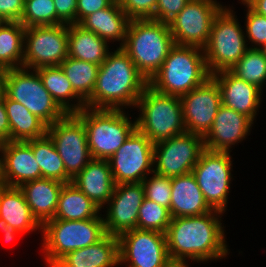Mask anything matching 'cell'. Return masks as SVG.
<instances>
[{"label":"cell","mask_w":266,"mask_h":267,"mask_svg":"<svg viewBox=\"0 0 266 267\" xmlns=\"http://www.w3.org/2000/svg\"><path fill=\"white\" fill-rule=\"evenodd\" d=\"M148 85L129 55L117 47L109 52L99 66L92 95L85 101L93 109H125L136 107L137 100Z\"/></svg>","instance_id":"obj_2"},{"label":"cell","mask_w":266,"mask_h":267,"mask_svg":"<svg viewBox=\"0 0 266 267\" xmlns=\"http://www.w3.org/2000/svg\"><path fill=\"white\" fill-rule=\"evenodd\" d=\"M8 141H10V127L3 96L0 98V144Z\"/></svg>","instance_id":"obj_45"},{"label":"cell","mask_w":266,"mask_h":267,"mask_svg":"<svg viewBox=\"0 0 266 267\" xmlns=\"http://www.w3.org/2000/svg\"><path fill=\"white\" fill-rule=\"evenodd\" d=\"M24 4V0H0V22L20 21Z\"/></svg>","instance_id":"obj_42"},{"label":"cell","mask_w":266,"mask_h":267,"mask_svg":"<svg viewBox=\"0 0 266 267\" xmlns=\"http://www.w3.org/2000/svg\"><path fill=\"white\" fill-rule=\"evenodd\" d=\"M101 209L72 182L64 183L53 219L86 220L96 218Z\"/></svg>","instance_id":"obj_31"},{"label":"cell","mask_w":266,"mask_h":267,"mask_svg":"<svg viewBox=\"0 0 266 267\" xmlns=\"http://www.w3.org/2000/svg\"><path fill=\"white\" fill-rule=\"evenodd\" d=\"M224 7L217 0H189L168 23L175 44L204 48L216 14Z\"/></svg>","instance_id":"obj_14"},{"label":"cell","mask_w":266,"mask_h":267,"mask_svg":"<svg viewBox=\"0 0 266 267\" xmlns=\"http://www.w3.org/2000/svg\"><path fill=\"white\" fill-rule=\"evenodd\" d=\"M145 198L170 209L171 203V178L160 176L153 172L152 177L142 181Z\"/></svg>","instance_id":"obj_38"},{"label":"cell","mask_w":266,"mask_h":267,"mask_svg":"<svg viewBox=\"0 0 266 267\" xmlns=\"http://www.w3.org/2000/svg\"><path fill=\"white\" fill-rule=\"evenodd\" d=\"M252 124L246 115L221 105L211 129L203 137L205 149L231 152L233 145L246 139Z\"/></svg>","instance_id":"obj_19"},{"label":"cell","mask_w":266,"mask_h":267,"mask_svg":"<svg viewBox=\"0 0 266 267\" xmlns=\"http://www.w3.org/2000/svg\"><path fill=\"white\" fill-rule=\"evenodd\" d=\"M257 14L266 17V0H243Z\"/></svg>","instance_id":"obj_47"},{"label":"cell","mask_w":266,"mask_h":267,"mask_svg":"<svg viewBox=\"0 0 266 267\" xmlns=\"http://www.w3.org/2000/svg\"><path fill=\"white\" fill-rule=\"evenodd\" d=\"M115 0H77L76 23L86 16L110 6Z\"/></svg>","instance_id":"obj_43"},{"label":"cell","mask_w":266,"mask_h":267,"mask_svg":"<svg viewBox=\"0 0 266 267\" xmlns=\"http://www.w3.org/2000/svg\"><path fill=\"white\" fill-rule=\"evenodd\" d=\"M6 186L4 175H3V161H2V155L0 152V190Z\"/></svg>","instance_id":"obj_50"},{"label":"cell","mask_w":266,"mask_h":267,"mask_svg":"<svg viewBox=\"0 0 266 267\" xmlns=\"http://www.w3.org/2000/svg\"><path fill=\"white\" fill-rule=\"evenodd\" d=\"M180 100L186 132L204 137L222 105L217 82L210 77L202 85L181 96Z\"/></svg>","instance_id":"obj_17"},{"label":"cell","mask_w":266,"mask_h":267,"mask_svg":"<svg viewBox=\"0 0 266 267\" xmlns=\"http://www.w3.org/2000/svg\"><path fill=\"white\" fill-rule=\"evenodd\" d=\"M108 162L116 185L142 182L154 171V143L135 129Z\"/></svg>","instance_id":"obj_12"},{"label":"cell","mask_w":266,"mask_h":267,"mask_svg":"<svg viewBox=\"0 0 266 267\" xmlns=\"http://www.w3.org/2000/svg\"><path fill=\"white\" fill-rule=\"evenodd\" d=\"M210 77L202 48L175 44L148 85L160 93L181 97Z\"/></svg>","instance_id":"obj_3"},{"label":"cell","mask_w":266,"mask_h":267,"mask_svg":"<svg viewBox=\"0 0 266 267\" xmlns=\"http://www.w3.org/2000/svg\"><path fill=\"white\" fill-rule=\"evenodd\" d=\"M119 265L128 267H162L169 259L166 234L133 229L118 236Z\"/></svg>","instance_id":"obj_16"},{"label":"cell","mask_w":266,"mask_h":267,"mask_svg":"<svg viewBox=\"0 0 266 267\" xmlns=\"http://www.w3.org/2000/svg\"><path fill=\"white\" fill-rule=\"evenodd\" d=\"M101 215L86 220L46 221L41 232L44 260L48 267H53L67 253L100 241L106 235Z\"/></svg>","instance_id":"obj_6"},{"label":"cell","mask_w":266,"mask_h":267,"mask_svg":"<svg viewBox=\"0 0 266 267\" xmlns=\"http://www.w3.org/2000/svg\"><path fill=\"white\" fill-rule=\"evenodd\" d=\"M243 5L247 7L246 14V37L247 42H251L253 45L250 48L261 49L266 44V17L257 14L253 11L243 0H240Z\"/></svg>","instance_id":"obj_39"},{"label":"cell","mask_w":266,"mask_h":267,"mask_svg":"<svg viewBox=\"0 0 266 267\" xmlns=\"http://www.w3.org/2000/svg\"><path fill=\"white\" fill-rule=\"evenodd\" d=\"M109 43L79 24L68 25V56L101 65L110 52Z\"/></svg>","instance_id":"obj_28"},{"label":"cell","mask_w":266,"mask_h":267,"mask_svg":"<svg viewBox=\"0 0 266 267\" xmlns=\"http://www.w3.org/2000/svg\"><path fill=\"white\" fill-rule=\"evenodd\" d=\"M9 120L10 141H27L47 134L48 125L21 103L4 95Z\"/></svg>","instance_id":"obj_30"},{"label":"cell","mask_w":266,"mask_h":267,"mask_svg":"<svg viewBox=\"0 0 266 267\" xmlns=\"http://www.w3.org/2000/svg\"><path fill=\"white\" fill-rule=\"evenodd\" d=\"M118 236L106 234L100 241L63 256L53 267H117Z\"/></svg>","instance_id":"obj_24"},{"label":"cell","mask_w":266,"mask_h":267,"mask_svg":"<svg viewBox=\"0 0 266 267\" xmlns=\"http://www.w3.org/2000/svg\"><path fill=\"white\" fill-rule=\"evenodd\" d=\"M59 66L73 90L86 101L94 90L99 65L68 56Z\"/></svg>","instance_id":"obj_34"},{"label":"cell","mask_w":266,"mask_h":267,"mask_svg":"<svg viewBox=\"0 0 266 267\" xmlns=\"http://www.w3.org/2000/svg\"><path fill=\"white\" fill-rule=\"evenodd\" d=\"M25 27L19 21L0 22V65L7 69L22 67Z\"/></svg>","instance_id":"obj_33"},{"label":"cell","mask_w":266,"mask_h":267,"mask_svg":"<svg viewBox=\"0 0 266 267\" xmlns=\"http://www.w3.org/2000/svg\"><path fill=\"white\" fill-rule=\"evenodd\" d=\"M57 17L64 24L76 23L77 0H53Z\"/></svg>","instance_id":"obj_44"},{"label":"cell","mask_w":266,"mask_h":267,"mask_svg":"<svg viewBox=\"0 0 266 267\" xmlns=\"http://www.w3.org/2000/svg\"><path fill=\"white\" fill-rule=\"evenodd\" d=\"M261 49L264 51V54L266 55V44Z\"/></svg>","instance_id":"obj_51"},{"label":"cell","mask_w":266,"mask_h":267,"mask_svg":"<svg viewBox=\"0 0 266 267\" xmlns=\"http://www.w3.org/2000/svg\"><path fill=\"white\" fill-rule=\"evenodd\" d=\"M175 45L169 25L151 19L131 20L121 47L149 81Z\"/></svg>","instance_id":"obj_4"},{"label":"cell","mask_w":266,"mask_h":267,"mask_svg":"<svg viewBox=\"0 0 266 267\" xmlns=\"http://www.w3.org/2000/svg\"><path fill=\"white\" fill-rule=\"evenodd\" d=\"M171 219L168 208L144 198L138 210L137 229L153 230L166 234Z\"/></svg>","instance_id":"obj_37"},{"label":"cell","mask_w":266,"mask_h":267,"mask_svg":"<svg viewBox=\"0 0 266 267\" xmlns=\"http://www.w3.org/2000/svg\"><path fill=\"white\" fill-rule=\"evenodd\" d=\"M68 57V24L25 28L22 67L59 66Z\"/></svg>","instance_id":"obj_10"},{"label":"cell","mask_w":266,"mask_h":267,"mask_svg":"<svg viewBox=\"0 0 266 267\" xmlns=\"http://www.w3.org/2000/svg\"><path fill=\"white\" fill-rule=\"evenodd\" d=\"M72 183L100 209L108 203L116 185L108 160L94 158L72 178Z\"/></svg>","instance_id":"obj_22"},{"label":"cell","mask_w":266,"mask_h":267,"mask_svg":"<svg viewBox=\"0 0 266 267\" xmlns=\"http://www.w3.org/2000/svg\"><path fill=\"white\" fill-rule=\"evenodd\" d=\"M20 67L8 69L5 95L21 103L48 126L64 118L67 113L45 89L36 70Z\"/></svg>","instance_id":"obj_9"},{"label":"cell","mask_w":266,"mask_h":267,"mask_svg":"<svg viewBox=\"0 0 266 267\" xmlns=\"http://www.w3.org/2000/svg\"><path fill=\"white\" fill-rule=\"evenodd\" d=\"M120 7L131 20L152 19L157 0H118Z\"/></svg>","instance_id":"obj_40"},{"label":"cell","mask_w":266,"mask_h":267,"mask_svg":"<svg viewBox=\"0 0 266 267\" xmlns=\"http://www.w3.org/2000/svg\"><path fill=\"white\" fill-rule=\"evenodd\" d=\"M0 218L23 234L42 231L19 187L5 186L0 190Z\"/></svg>","instance_id":"obj_27"},{"label":"cell","mask_w":266,"mask_h":267,"mask_svg":"<svg viewBox=\"0 0 266 267\" xmlns=\"http://www.w3.org/2000/svg\"><path fill=\"white\" fill-rule=\"evenodd\" d=\"M232 156L228 151L205 149L193 167L194 175L204 198L213 210L225 212L232 179Z\"/></svg>","instance_id":"obj_11"},{"label":"cell","mask_w":266,"mask_h":267,"mask_svg":"<svg viewBox=\"0 0 266 267\" xmlns=\"http://www.w3.org/2000/svg\"><path fill=\"white\" fill-rule=\"evenodd\" d=\"M222 214L213 210L198 216L172 218L166 232L169 258L198 263L225 258L230 249L221 223Z\"/></svg>","instance_id":"obj_1"},{"label":"cell","mask_w":266,"mask_h":267,"mask_svg":"<svg viewBox=\"0 0 266 267\" xmlns=\"http://www.w3.org/2000/svg\"><path fill=\"white\" fill-rule=\"evenodd\" d=\"M145 198L142 182L115 185L103 215L106 234L119 236L137 228L138 210Z\"/></svg>","instance_id":"obj_18"},{"label":"cell","mask_w":266,"mask_h":267,"mask_svg":"<svg viewBox=\"0 0 266 267\" xmlns=\"http://www.w3.org/2000/svg\"><path fill=\"white\" fill-rule=\"evenodd\" d=\"M234 11L224 6L215 16L209 40L203 48L210 75L231 69L250 48Z\"/></svg>","instance_id":"obj_8"},{"label":"cell","mask_w":266,"mask_h":267,"mask_svg":"<svg viewBox=\"0 0 266 267\" xmlns=\"http://www.w3.org/2000/svg\"><path fill=\"white\" fill-rule=\"evenodd\" d=\"M8 69L0 65V98L5 95V81Z\"/></svg>","instance_id":"obj_49"},{"label":"cell","mask_w":266,"mask_h":267,"mask_svg":"<svg viewBox=\"0 0 266 267\" xmlns=\"http://www.w3.org/2000/svg\"><path fill=\"white\" fill-rule=\"evenodd\" d=\"M205 150L201 135L185 132L154 144V173L177 177L192 172Z\"/></svg>","instance_id":"obj_13"},{"label":"cell","mask_w":266,"mask_h":267,"mask_svg":"<svg viewBox=\"0 0 266 267\" xmlns=\"http://www.w3.org/2000/svg\"><path fill=\"white\" fill-rule=\"evenodd\" d=\"M36 71L45 89L67 114H75L86 107L85 101L73 90L60 66L41 67ZM70 99L72 102L74 99V104L71 103ZM75 102L77 103L75 104Z\"/></svg>","instance_id":"obj_29"},{"label":"cell","mask_w":266,"mask_h":267,"mask_svg":"<svg viewBox=\"0 0 266 267\" xmlns=\"http://www.w3.org/2000/svg\"><path fill=\"white\" fill-rule=\"evenodd\" d=\"M32 148L34 157L40 167L42 178L58 180L62 183L72 182L54 142L48 134L26 141Z\"/></svg>","instance_id":"obj_32"},{"label":"cell","mask_w":266,"mask_h":267,"mask_svg":"<svg viewBox=\"0 0 266 267\" xmlns=\"http://www.w3.org/2000/svg\"><path fill=\"white\" fill-rule=\"evenodd\" d=\"M124 109H93L85 107L75 115L87 131L91 158L108 160L136 129Z\"/></svg>","instance_id":"obj_7"},{"label":"cell","mask_w":266,"mask_h":267,"mask_svg":"<svg viewBox=\"0 0 266 267\" xmlns=\"http://www.w3.org/2000/svg\"><path fill=\"white\" fill-rule=\"evenodd\" d=\"M131 19L115 0L110 6L86 16L79 25L96 33L106 42H119L123 46Z\"/></svg>","instance_id":"obj_26"},{"label":"cell","mask_w":266,"mask_h":267,"mask_svg":"<svg viewBox=\"0 0 266 267\" xmlns=\"http://www.w3.org/2000/svg\"><path fill=\"white\" fill-rule=\"evenodd\" d=\"M0 152L6 186L20 187L25 182L42 178L32 148L26 141L1 143Z\"/></svg>","instance_id":"obj_21"},{"label":"cell","mask_w":266,"mask_h":267,"mask_svg":"<svg viewBox=\"0 0 266 267\" xmlns=\"http://www.w3.org/2000/svg\"><path fill=\"white\" fill-rule=\"evenodd\" d=\"M189 0H157L155 14L151 20L168 24L185 7Z\"/></svg>","instance_id":"obj_41"},{"label":"cell","mask_w":266,"mask_h":267,"mask_svg":"<svg viewBox=\"0 0 266 267\" xmlns=\"http://www.w3.org/2000/svg\"><path fill=\"white\" fill-rule=\"evenodd\" d=\"M63 185L58 180L41 178L25 182L19 187L32 215L41 225L54 218Z\"/></svg>","instance_id":"obj_25"},{"label":"cell","mask_w":266,"mask_h":267,"mask_svg":"<svg viewBox=\"0 0 266 267\" xmlns=\"http://www.w3.org/2000/svg\"><path fill=\"white\" fill-rule=\"evenodd\" d=\"M213 211L206 202L194 175L191 173L171 178L170 215L198 216Z\"/></svg>","instance_id":"obj_23"},{"label":"cell","mask_w":266,"mask_h":267,"mask_svg":"<svg viewBox=\"0 0 266 267\" xmlns=\"http://www.w3.org/2000/svg\"><path fill=\"white\" fill-rule=\"evenodd\" d=\"M136 107L140 111L135 119L136 129L152 143L186 132L180 97L160 93L147 85Z\"/></svg>","instance_id":"obj_5"},{"label":"cell","mask_w":266,"mask_h":267,"mask_svg":"<svg viewBox=\"0 0 266 267\" xmlns=\"http://www.w3.org/2000/svg\"><path fill=\"white\" fill-rule=\"evenodd\" d=\"M0 232L3 234L4 236V241L6 243L11 242L12 240H14L17 235H22L23 233L17 231L13 226H11L10 224H7V222L0 218Z\"/></svg>","instance_id":"obj_46"},{"label":"cell","mask_w":266,"mask_h":267,"mask_svg":"<svg viewBox=\"0 0 266 267\" xmlns=\"http://www.w3.org/2000/svg\"><path fill=\"white\" fill-rule=\"evenodd\" d=\"M25 28L31 26L64 24L56 14L53 0H26L20 21Z\"/></svg>","instance_id":"obj_36"},{"label":"cell","mask_w":266,"mask_h":267,"mask_svg":"<svg viewBox=\"0 0 266 267\" xmlns=\"http://www.w3.org/2000/svg\"><path fill=\"white\" fill-rule=\"evenodd\" d=\"M162 267H189L184 259L169 258Z\"/></svg>","instance_id":"obj_48"},{"label":"cell","mask_w":266,"mask_h":267,"mask_svg":"<svg viewBox=\"0 0 266 267\" xmlns=\"http://www.w3.org/2000/svg\"><path fill=\"white\" fill-rule=\"evenodd\" d=\"M47 134L63 160L66 173L75 177L92 159L88 148L87 131L83 122L75 114L48 126Z\"/></svg>","instance_id":"obj_15"},{"label":"cell","mask_w":266,"mask_h":267,"mask_svg":"<svg viewBox=\"0 0 266 267\" xmlns=\"http://www.w3.org/2000/svg\"><path fill=\"white\" fill-rule=\"evenodd\" d=\"M229 71L262 91L266 84V55L262 49L249 48Z\"/></svg>","instance_id":"obj_35"},{"label":"cell","mask_w":266,"mask_h":267,"mask_svg":"<svg viewBox=\"0 0 266 267\" xmlns=\"http://www.w3.org/2000/svg\"><path fill=\"white\" fill-rule=\"evenodd\" d=\"M211 77L220 88L222 105L246 115L254 122L261 106L263 91L238 78L229 70L217 72Z\"/></svg>","instance_id":"obj_20"}]
</instances>
